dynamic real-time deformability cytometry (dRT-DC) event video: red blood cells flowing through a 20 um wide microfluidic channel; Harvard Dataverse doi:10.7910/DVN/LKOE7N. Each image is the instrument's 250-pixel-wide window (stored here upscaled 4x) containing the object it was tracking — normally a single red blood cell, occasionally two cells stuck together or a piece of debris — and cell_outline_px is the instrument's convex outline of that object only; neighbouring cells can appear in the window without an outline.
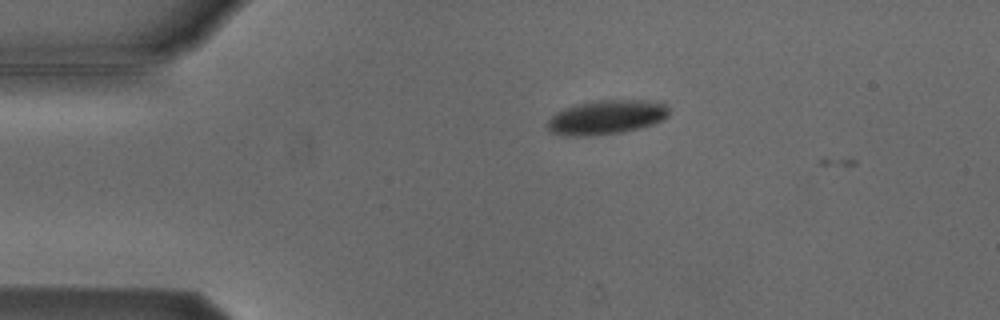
{"species": "Egyptian fruit bat (a non-hibernating species)", "species_latin": "Rousettus aegyptiacus", "temperature_condition": "cold", "stored_images_in_passage": 3, "camera_frame_rate_fps": 3000, "um_per_image_px": 0.085, "animal": {"sex": "male"}, "frame": {"image": 1, "passage_image": 1, "time_ms": 0.0, "image_size_px": [1000, 320], "cell_outline_px": [[668, 116], [652, 124], [640, 128], [620, 132], [588, 136], [560, 136], [548, 132], [548, 120], [556, 112], [564, 108], [576, 104], [592, 100], [648, 100], [664, 104], [668, 108]], "centroid_in_image_um": [51.48, 9.97], "position_along_channel_um": 33.5, "area_um2": 24.33}}